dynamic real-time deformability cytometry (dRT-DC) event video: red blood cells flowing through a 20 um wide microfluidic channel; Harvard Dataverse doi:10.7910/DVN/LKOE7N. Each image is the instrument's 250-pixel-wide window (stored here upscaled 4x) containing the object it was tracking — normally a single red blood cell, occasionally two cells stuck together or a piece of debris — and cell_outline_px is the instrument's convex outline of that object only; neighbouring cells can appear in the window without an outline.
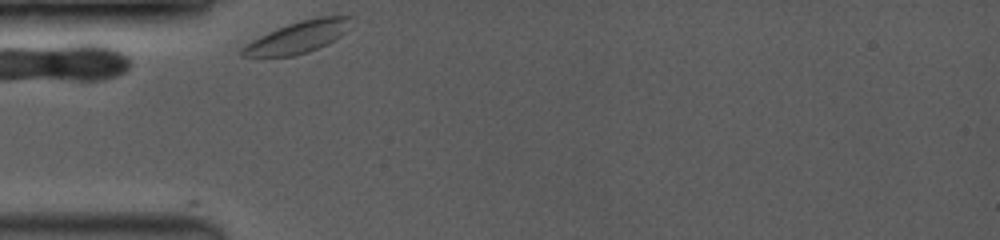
{"species": "common noctule bat (a hibernating species)", "species_latin": "Nyctalus noctula", "temperature_condition": "room temperature", "stored_images_in_passage": 16, "camera_frame_rate_fps": 3500, "um_per_image_px": 0.085, "animal": {"sex": "female", "body_mass_g": 19.0, "forearm_length_mm": 53.3}, "frame": {"image": 1, "passage_image": 1, "time_ms": 0.0, "image_size_px": [1000, 240], "cell_outline_px": [[352, 16], [348, 28], [340, 36], [328, 44], [308, 52], [292, 56], [240, 56], [240, 48], [252, 40], [276, 28], [300, 20], [320, 16]], "centroid_in_image_um": [25.31, 3.15], "position_along_channel_um": 59.7, "area_um2": 20.0}}
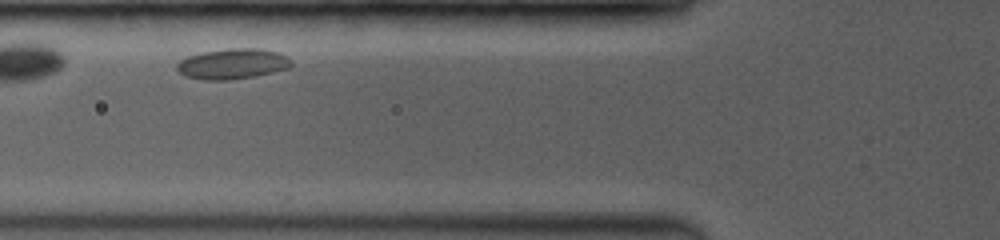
{"frame": {"image": 2, "passage_image": 6, "time_ms": 1.429, "image_size_px": [1000, 240], "cell_outline_px": [[292, 64], [288, 68], [272, 72], [252, 76], [228, 80], [204, 80], [184, 76], [176, 68], [176, 64], [180, 60], [188, 56], [204, 52], [228, 48], [260, 48], [276, 52], [288, 56], [292, 60]], "centroid_in_image_um": [19.76, 5.42], "position_along_channel_um": 106.0, "area_um2": 20.23}}